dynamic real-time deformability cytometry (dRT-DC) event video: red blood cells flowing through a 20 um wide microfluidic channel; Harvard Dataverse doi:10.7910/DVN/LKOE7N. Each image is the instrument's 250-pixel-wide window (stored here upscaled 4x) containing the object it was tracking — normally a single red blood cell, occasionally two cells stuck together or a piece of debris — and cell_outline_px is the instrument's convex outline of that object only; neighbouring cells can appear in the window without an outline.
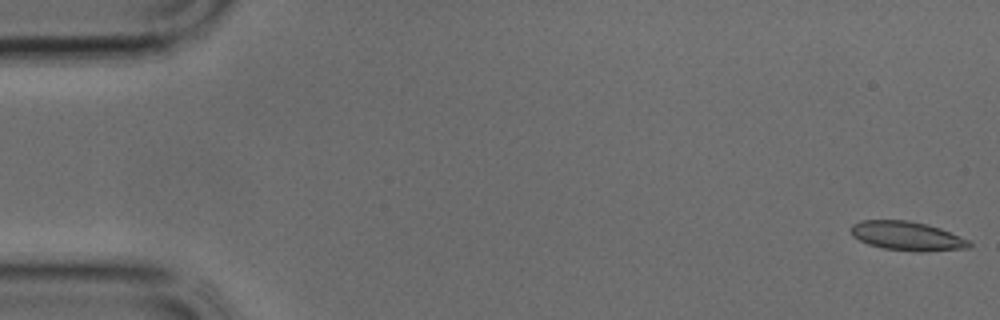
{"species": "common noctule bat (a hibernating species)", "species_latin": "Nyctalus noctula", "temperature_condition": "cold", "stored_images_in_passage": 9, "camera_frame_rate_fps": 3000, "um_per_image_px": 0.085, "animal": {"sex": "male", "body_mass_g": 17.9, "forearm_length_mm": 54.2}, "frame": {"image": 1, "passage_image": 1, "time_ms": 0.0, "image_size_px": [1000, 320], "cell_outline_px": [[972, 244], [968, 248], [924, 252], [916, 252], [884, 248], [868, 244], [852, 236], [852, 224], [860, 220], [908, 220], [928, 224], [940, 228], [972, 240]], "centroid_in_image_um": [77.15, 20.06], "position_along_channel_um": 7.8, "area_um2": 20.23}}
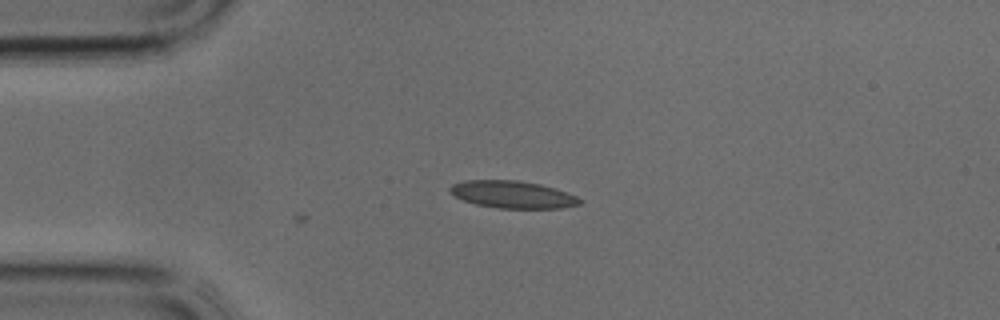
{"frame": {"image": 2, "passage_image": 9, "time_ms": 2.667, "image_size_px": [1000, 320], "cell_outline_px": [[584, 200], [580, 204], [560, 208], [496, 208], [476, 204], [464, 200], [448, 192], [448, 188], [452, 184], [464, 180], [516, 180], [540, 184], [556, 188], [576, 196]], "centroid_in_image_um": [43.57, 16.53], "position_along_channel_um": 41.4, "area_um2": 20.69}}